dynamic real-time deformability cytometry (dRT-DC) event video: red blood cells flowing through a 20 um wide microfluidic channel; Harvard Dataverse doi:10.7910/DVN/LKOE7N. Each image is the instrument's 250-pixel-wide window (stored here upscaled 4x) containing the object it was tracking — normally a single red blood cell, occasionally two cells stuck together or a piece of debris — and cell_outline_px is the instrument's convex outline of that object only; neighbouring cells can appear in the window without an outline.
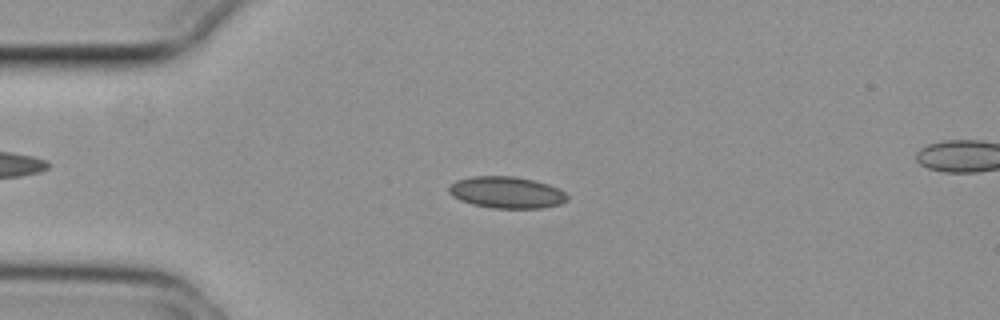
{"species": "common noctule bat (a hibernating species)", "species_latin": "Nyctalus noctula", "temperature_condition": "cold", "stored_images_in_passage": 5, "camera_frame_rate_fps": 3000, "um_per_image_px": 0.085, "animal": {"sex": "female", "body_mass_g": 29.2, "forearm_length_mm": 56.3}, "frame": {"image": 1, "passage_image": 1, "time_ms": 0.0, "image_size_px": [1000, 320], "cell_outline_px": [[568, 200], [560, 204], [540, 208], [492, 208], [472, 204], [460, 200], [452, 196], [448, 192], [448, 188], [456, 180], [472, 176], [516, 176], [548, 184], [564, 192], [568, 196]], "centroid_in_image_um": [43.04, 16.35], "position_along_channel_um": 42.0, "area_um2": 21.79}}